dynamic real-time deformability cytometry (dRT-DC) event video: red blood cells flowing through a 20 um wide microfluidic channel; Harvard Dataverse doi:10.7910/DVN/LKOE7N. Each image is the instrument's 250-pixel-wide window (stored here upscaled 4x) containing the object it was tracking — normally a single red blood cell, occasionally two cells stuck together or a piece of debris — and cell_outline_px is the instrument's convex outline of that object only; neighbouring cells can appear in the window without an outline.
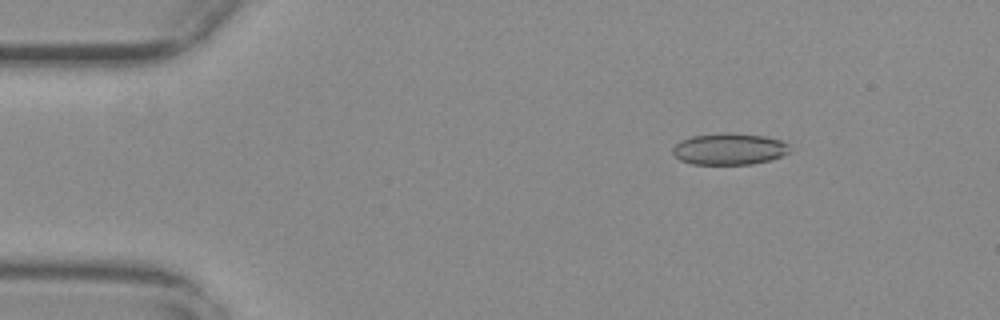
{"species": "common noctule bat (a hibernating species)", "species_latin": "Nyctalus noctula", "temperature_condition": "warm", "stored_images_in_passage": 54, "camera_frame_rate_fps": 3000, "um_per_image_px": 0.085, "animal": {"sex": "female", "body_mass_g": 29.2, "forearm_length_mm": 56.3}, "frame": {"image": 1, "passage_image": 8, "time_ms": 2.333, "image_size_px": [1000, 320], "cell_outline_px": [[788, 152], [780, 156], [768, 160], [752, 164], [692, 164], [680, 160], [672, 152], [672, 148], [680, 140], [692, 136], [724, 132], [732, 132], [768, 136], [780, 140], [788, 144]], "centroid_in_image_um": [61.96, 12.65], "position_along_channel_um": 23.0, "area_um2": 21.56}}
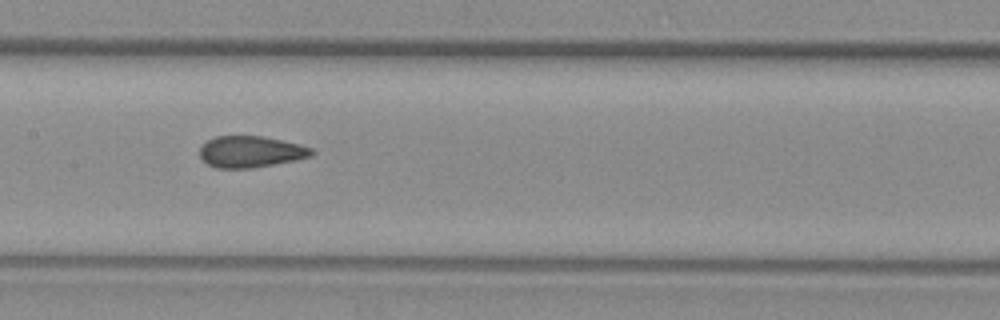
{"frame": {"image": 2, "passage_image": 27, "time_ms": 8.667, "image_size_px": [1000, 320], "cell_outline_px": [[316, 152], [312, 156], [296, 160], [252, 168], [216, 168], [208, 164], [200, 156], [200, 148], [208, 140], [216, 136], [260, 136], [300, 144], [312, 148]], "centroid_in_image_um": [21.34, 12.9], "position_along_channel_um": 186.1, "area_um2": 20.4}}
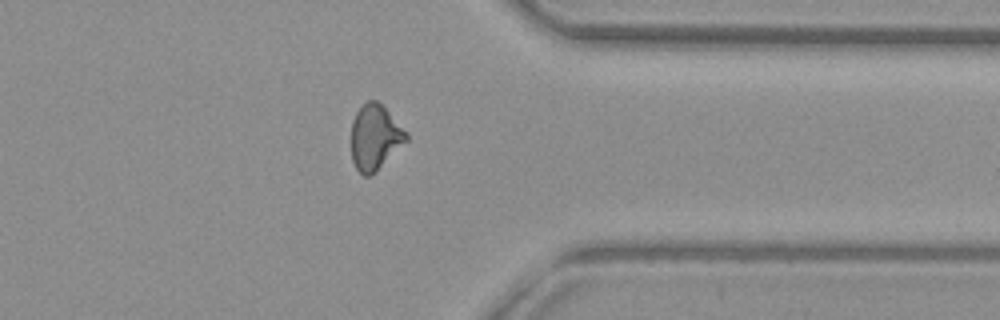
{"frame": {"image": 3, "passage_image": 43, "time_ms": 14.0, "image_size_px": [1000, 320], "cell_outline_px": [[408, 140], [372, 176], [364, 176], [356, 168], [352, 160], [352, 120], [356, 112], [368, 100], [376, 100], [408, 132]], "centroid_in_image_um": [31.88, 11.7], "position_along_channel_um": 379.5, "area_um2": 20.81}, "authors_computed_cell_mechanics": {"area_um2": 21.0681, "velocity_mm_per_s": 3.7957, "shape_relaxation_time_tau1_ms": null, "shape_relaxation_time_tau2_ms": 0.9532, "deformation_change_tau1": null, "deformation_change_tau2": 0.0751}}